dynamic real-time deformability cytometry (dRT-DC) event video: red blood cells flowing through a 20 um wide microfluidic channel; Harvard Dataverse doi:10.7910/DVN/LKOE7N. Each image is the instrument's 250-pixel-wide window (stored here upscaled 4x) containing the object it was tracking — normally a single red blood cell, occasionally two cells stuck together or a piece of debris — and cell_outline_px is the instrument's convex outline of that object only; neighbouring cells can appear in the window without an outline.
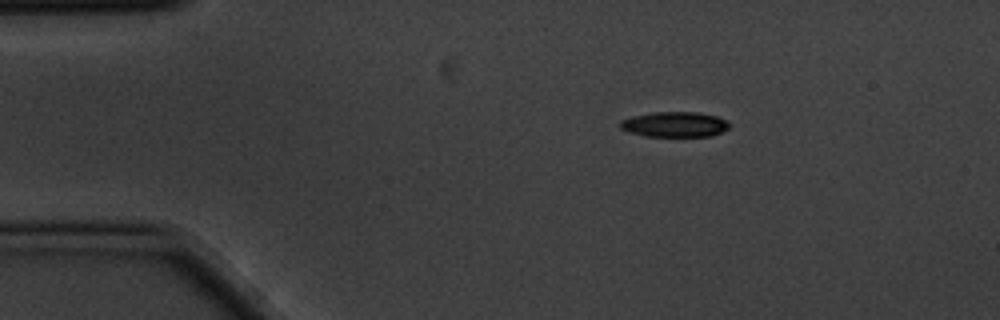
{"species": "common noctule bat (a hibernating species)", "species_latin": "Nyctalus noctula", "temperature_condition": "cold", "stored_images_in_passage": 3, "camera_frame_rate_fps": 3000, "um_per_image_px": 0.085, "animal": {"sex": "male", "body_mass_g": 20.1, "forearm_length_mm": 53.5}, "frame": {"image": 1, "passage_image": 1, "time_ms": 0.0, "image_size_px": [1000, 320], "cell_outline_px": [[728, 128], [720, 132], [708, 136], [648, 136], [628, 132], [620, 128], [620, 120], [632, 116], [652, 112], [696, 112], [716, 116], [724, 120], [728, 124]], "centroid_in_image_um": [57.28, 10.57], "position_along_channel_um": 27.7, "area_um2": 15.84}}
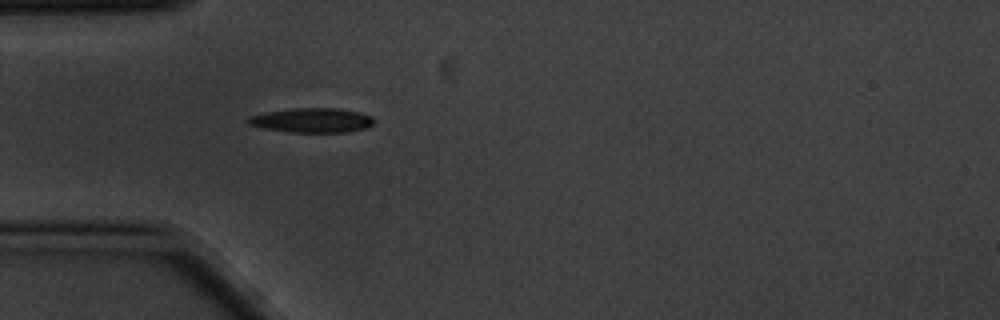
{"frame": {"image": 2, "passage_image": 3, "time_ms": 0.667, "image_size_px": [1000, 320], "cell_outline_px": [[376, 120], [372, 124], [364, 128], [348, 132], [292, 132], [264, 128], [248, 124], [244, 120], [248, 116], [264, 112], [292, 108], [340, 108], [360, 112], [372, 116]], "centroid_in_image_um": [26.5, 10.21], "position_along_channel_um": 58.5, "area_um2": 18.15}}